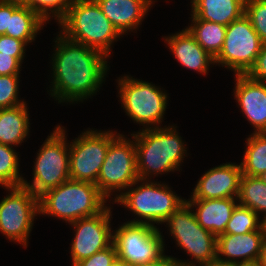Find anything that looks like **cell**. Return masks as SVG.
<instances>
[{"instance_id":"cell-1","label":"cell","mask_w":266,"mask_h":266,"mask_svg":"<svg viewBox=\"0 0 266 266\" xmlns=\"http://www.w3.org/2000/svg\"><path fill=\"white\" fill-rule=\"evenodd\" d=\"M54 38V53L50 61L53 72L50 97L58 103L75 104L95 96L108 74L109 57L61 33Z\"/></svg>"},{"instance_id":"cell-2","label":"cell","mask_w":266,"mask_h":266,"mask_svg":"<svg viewBox=\"0 0 266 266\" xmlns=\"http://www.w3.org/2000/svg\"><path fill=\"white\" fill-rule=\"evenodd\" d=\"M177 126L140 129L131 134L136 145L139 179L152 180L159 174L180 170L187 157L186 143L179 136ZM152 175V176H151Z\"/></svg>"},{"instance_id":"cell-3","label":"cell","mask_w":266,"mask_h":266,"mask_svg":"<svg viewBox=\"0 0 266 266\" xmlns=\"http://www.w3.org/2000/svg\"><path fill=\"white\" fill-rule=\"evenodd\" d=\"M66 38L97 49L110 57L111 47L122 36L95 0H73L58 22Z\"/></svg>"},{"instance_id":"cell-4","label":"cell","mask_w":266,"mask_h":266,"mask_svg":"<svg viewBox=\"0 0 266 266\" xmlns=\"http://www.w3.org/2000/svg\"><path fill=\"white\" fill-rule=\"evenodd\" d=\"M107 201L96 184L69 179L39 197V211L41 216L57 217L69 225L100 213Z\"/></svg>"},{"instance_id":"cell-5","label":"cell","mask_w":266,"mask_h":266,"mask_svg":"<svg viewBox=\"0 0 266 266\" xmlns=\"http://www.w3.org/2000/svg\"><path fill=\"white\" fill-rule=\"evenodd\" d=\"M161 183V181L138 179L113 204L122 205L133 215L135 214L134 216L137 215L133 220L127 221L129 223L152 226L164 224L166 219L185 203L186 199L177 196L168 184Z\"/></svg>"},{"instance_id":"cell-6","label":"cell","mask_w":266,"mask_h":266,"mask_svg":"<svg viewBox=\"0 0 266 266\" xmlns=\"http://www.w3.org/2000/svg\"><path fill=\"white\" fill-rule=\"evenodd\" d=\"M56 126L38 149L32 168V182L25 179L22 182V186L32 191L38 198L70 179L67 131L61 125Z\"/></svg>"},{"instance_id":"cell-7","label":"cell","mask_w":266,"mask_h":266,"mask_svg":"<svg viewBox=\"0 0 266 266\" xmlns=\"http://www.w3.org/2000/svg\"><path fill=\"white\" fill-rule=\"evenodd\" d=\"M117 80L122 107L142 129L161 127L168 106V94L160 86L124 75Z\"/></svg>"},{"instance_id":"cell-8","label":"cell","mask_w":266,"mask_h":266,"mask_svg":"<svg viewBox=\"0 0 266 266\" xmlns=\"http://www.w3.org/2000/svg\"><path fill=\"white\" fill-rule=\"evenodd\" d=\"M175 244L193 259L174 258L180 266H197L217 258V236L204 229L185 202L164 222Z\"/></svg>"},{"instance_id":"cell-9","label":"cell","mask_w":266,"mask_h":266,"mask_svg":"<svg viewBox=\"0 0 266 266\" xmlns=\"http://www.w3.org/2000/svg\"><path fill=\"white\" fill-rule=\"evenodd\" d=\"M119 134L110 144L97 178V187L109 200L115 201L139 179L134 138ZM116 191V193H115ZM119 193V194H117ZM117 194V195H116Z\"/></svg>"},{"instance_id":"cell-10","label":"cell","mask_w":266,"mask_h":266,"mask_svg":"<svg viewBox=\"0 0 266 266\" xmlns=\"http://www.w3.org/2000/svg\"><path fill=\"white\" fill-rule=\"evenodd\" d=\"M161 233L157 226L150 224H120L113 230L117 257L130 266L159 260L165 254V241Z\"/></svg>"},{"instance_id":"cell-11","label":"cell","mask_w":266,"mask_h":266,"mask_svg":"<svg viewBox=\"0 0 266 266\" xmlns=\"http://www.w3.org/2000/svg\"><path fill=\"white\" fill-rule=\"evenodd\" d=\"M5 189L10 193L0 200V232L26 248L33 222L40 216L39 198L23 186Z\"/></svg>"},{"instance_id":"cell-12","label":"cell","mask_w":266,"mask_h":266,"mask_svg":"<svg viewBox=\"0 0 266 266\" xmlns=\"http://www.w3.org/2000/svg\"><path fill=\"white\" fill-rule=\"evenodd\" d=\"M262 42L250 19L244 14L226 26L223 47L214 59L215 65L225 67L235 74H247L254 66Z\"/></svg>"},{"instance_id":"cell-13","label":"cell","mask_w":266,"mask_h":266,"mask_svg":"<svg viewBox=\"0 0 266 266\" xmlns=\"http://www.w3.org/2000/svg\"><path fill=\"white\" fill-rule=\"evenodd\" d=\"M117 131H97L93 128L69 141L70 179L96 184L109 144L119 135Z\"/></svg>"},{"instance_id":"cell-14","label":"cell","mask_w":266,"mask_h":266,"mask_svg":"<svg viewBox=\"0 0 266 266\" xmlns=\"http://www.w3.org/2000/svg\"><path fill=\"white\" fill-rule=\"evenodd\" d=\"M107 206L100 213L69 223L74 229L70 254L72 266L109 247L113 243L112 211Z\"/></svg>"},{"instance_id":"cell-15","label":"cell","mask_w":266,"mask_h":266,"mask_svg":"<svg viewBox=\"0 0 266 266\" xmlns=\"http://www.w3.org/2000/svg\"><path fill=\"white\" fill-rule=\"evenodd\" d=\"M241 175L240 164L227 162L215 166L203 173L189 199L238 198Z\"/></svg>"},{"instance_id":"cell-16","label":"cell","mask_w":266,"mask_h":266,"mask_svg":"<svg viewBox=\"0 0 266 266\" xmlns=\"http://www.w3.org/2000/svg\"><path fill=\"white\" fill-rule=\"evenodd\" d=\"M234 99L247 118L254 133L266 132V83L251 79L247 74H235Z\"/></svg>"},{"instance_id":"cell-17","label":"cell","mask_w":266,"mask_h":266,"mask_svg":"<svg viewBox=\"0 0 266 266\" xmlns=\"http://www.w3.org/2000/svg\"><path fill=\"white\" fill-rule=\"evenodd\" d=\"M265 231L266 223L246 234L218 235L217 259L234 264L258 262Z\"/></svg>"},{"instance_id":"cell-18","label":"cell","mask_w":266,"mask_h":266,"mask_svg":"<svg viewBox=\"0 0 266 266\" xmlns=\"http://www.w3.org/2000/svg\"><path fill=\"white\" fill-rule=\"evenodd\" d=\"M121 35L136 31L156 0H95Z\"/></svg>"},{"instance_id":"cell-19","label":"cell","mask_w":266,"mask_h":266,"mask_svg":"<svg viewBox=\"0 0 266 266\" xmlns=\"http://www.w3.org/2000/svg\"><path fill=\"white\" fill-rule=\"evenodd\" d=\"M163 40L166 42L176 61L186 69L207 75L209 66L215 65L214 58L197 43L186 28L175 34L164 36Z\"/></svg>"},{"instance_id":"cell-20","label":"cell","mask_w":266,"mask_h":266,"mask_svg":"<svg viewBox=\"0 0 266 266\" xmlns=\"http://www.w3.org/2000/svg\"><path fill=\"white\" fill-rule=\"evenodd\" d=\"M185 202L190 206L197 222L218 236L225 232L238 199H187Z\"/></svg>"},{"instance_id":"cell-21","label":"cell","mask_w":266,"mask_h":266,"mask_svg":"<svg viewBox=\"0 0 266 266\" xmlns=\"http://www.w3.org/2000/svg\"><path fill=\"white\" fill-rule=\"evenodd\" d=\"M246 0H190L191 17L228 26L245 14Z\"/></svg>"},{"instance_id":"cell-22","label":"cell","mask_w":266,"mask_h":266,"mask_svg":"<svg viewBox=\"0 0 266 266\" xmlns=\"http://www.w3.org/2000/svg\"><path fill=\"white\" fill-rule=\"evenodd\" d=\"M28 112L26 103L0 109V144L17 147L26 141L30 132Z\"/></svg>"},{"instance_id":"cell-23","label":"cell","mask_w":266,"mask_h":266,"mask_svg":"<svg viewBox=\"0 0 266 266\" xmlns=\"http://www.w3.org/2000/svg\"><path fill=\"white\" fill-rule=\"evenodd\" d=\"M46 22L30 7L19 6L11 15L5 35L32 43Z\"/></svg>"},{"instance_id":"cell-24","label":"cell","mask_w":266,"mask_h":266,"mask_svg":"<svg viewBox=\"0 0 266 266\" xmlns=\"http://www.w3.org/2000/svg\"><path fill=\"white\" fill-rule=\"evenodd\" d=\"M191 21V25H188L186 29L195 38L197 43L215 59L223 47L226 26L200 20L198 17H191Z\"/></svg>"},{"instance_id":"cell-25","label":"cell","mask_w":266,"mask_h":266,"mask_svg":"<svg viewBox=\"0 0 266 266\" xmlns=\"http://www.w3.org/2000/svg\"><path fill=\"white\" fill-rule=\"evenodd\" d=\"M245 144L246 150L240 163L242 174L258 177L266 171V132L251 133Z\"/></svg>"},{"instance_id":"cell-26","label":"cell","mask_w":266,"mask_h":266,"mask_svg":"<svg viewBox=\"0 0 266 266\" xmlns=\"http://www.w3.org/2000/svg\"><path fill=\"white\" fill-rule=\"evenodd\" d=\"M238 204L248 207L261 215L262 221L266 223V183L259 177L241 175Z\"/></svg>"},{"instance_id":"cell-27","label":"cell","mask_w":266,"mask_h":266,"mask_svg":"<svg viewBox=\"0 0 266 266\" xmlns=\"http://www.w3.org/2000/svg\"><path fill=\"white\" fill-rule=\"evenodd\" d=\"M18 153L14 147L0 144V186L3 189L22 186L24 178L19 173Z\"/></svg>"},{"instance_id":"cell-28","label":"cell","mask_w":266,"mask_h":266,"mask_svg":"<svg viewBox=\"0 0 266 266\" xmlns=\"http://www.w3.org/2000/svg\"><path fill=\"white\" fill-rule=\"evenodd\" d=\"M248 207L237 204L223 234H246L258 230L265 222ZM261 220V221H260Z\"/></svg>"},{"instance_id":"cell-29","label":"cell","mask_w":266,"mask_h":266,"mask_svg":"<svg viewBox=\"0 0 266 266\" xmlns=\"http://www.w3.org/2000/svg\"><path fill=\"white\" fill-rule=\"evenodd\" d=\"M73 0H30V8L33 9L45 22L51 21V17L59 22L67 13Z\"/></svg>"},{"instance_id":"cell-30","label":"cell","mask_w":266,"mask_h":266,"mask_svg":"<svg viewBox=\"0 0 266 266\" xmlns=\"http://www.w3.org/2000/svg\"><path fill=\"white\" fill-rule=\"evenodd\" d=\"M20 77V75H0V109L26 103L18 96Z\"/></svg>"},{"instance_id":"cell-31","label":"cell","mask_w":266,"mask_h":266,"mask_svg":"<svg viewBox=\"0 0 266 266\" xmlns=\"http://www.w3.org/2000/svg\"><path fill=\"white\" fill-rule=\"evenodd\" d=\"M245 15L250 19L262 44H266V0H246Z\"/></svg>"},{"instance_id":"cell-32","label":"cell","mask_w":266,"mask_h":266,"mask_svg":"<svg viewBox=\"0 0 266 266\" xmlns=\"http://www.w3.org/2000/svg\"><path fill=\"white\" fill-rule=\"evenodd\" d=\"M27 45L19 39L0 35V54H12L21 64L25 59Z\"/></svg>"},{"instance_id":"cell-33","label":"cell","mask_w":266,"mask_h":266,"mask_svg":"<svg viewBox=\"0 0 266 266\" xmlns=\"http://www.w3.org/2000/svg\"><path fill=\"white\" fill-rule=\"evenodd\" d=\"M117 258V251L114 243L109 247L98 251L91 257L78 262L75 266H110Z\"/></svg>"},{"instance_id":"cell-34","label":"cell","mask_w":266,"mask_h":266,"mask_svg":"<svg viewBox=\"0 0 266 266\" xmlns=\"http://www.w3.org/2000/svg\"><path fill=\"white\" fill-rule=\"evenodd\" d=\"M247 75L253 80L266 83V44H262L256 62Z\"/></svg>"},{"instance_id":"cell-35","label":"cell","mask_w":266,"mask_h":266,"mask_svg":"<svg viewBox=\"0 0 266 266\" xmlns=\"http://www.w3.org/2000/svg\"><path fill=\"white\" fill-rule=\"evenodd\" d=\"M21 65L12 54H0V75H20Z\"/></svg>"},{"instance_id":"cell-36","label":"cell","mask_w":266,"mask_h":266,"mask_svg":"<svg viewBox=\"0 0 266 266\" xmlns=\"http://www.w3.org/2000/svg\"><path fill=\"white\" fill-rule=\"evenodd\" d=\"M19 5L0 1V35H5L9 29L10 17Z\"/></svg>"},{"instance_id":"cell-37","label":"cell","mask_w":266,"mask_h":266,"mask_svg":"<svg viewBox=\"0 0 266 266\" xmlns=\"http://www.w3.org/2000/svg\"><path fill=\"white\" fill-rule=\"evenodd\" d=\"M131 266H180V264L169 255H163L159 260L145 264H134Z\"/></svg>"},{"instance_id":"cell-38","label":"cell","mask_w":266,"mask_h":266,"mask_svg":"<svg viewBox=\"0 0 266 266\" xmlns=\"http://www.w3.org/2000/svg\"><path fill=\"white\" fill-rule=\"evenodd\" d=\"M260 266H266V231L262 241L260 257L257 262Z\"/></svg>"},{"instance_id":"cell-39","label":"cell","mask_w":266,"mask_h":266,"mask_svg":"<svg viewBox=\"0 0 266 266\" xmlns=\"http://www.w3.org/2000/svg\"><path fill=\"white\" fill-rule=\"evenodd\" d=\"M197 266H235L234 263H229V262H224V261H221V260H218L217 258L210 261V262H207V263H204V264H200V265H197Z\"/></svg>"},{"instance_id":"cell-40","label":"cell","mask_w":266,"mask_h":266,"mask_svg":"<svg viewBox=\"0 0 266 266\" xmlns=\"http://www.w3.org/2000/svg\"><path fill=\"white\" fill-rule=\"evenodd\" d=\"M2 2L16 4L19 6H28L30 7V0H0Z\"/></svg>"},{"instance_id":"cell-41","label":"cell","mask_w":266,"mask_h":266,"mask_svg":"<svg viewBox=\"0 0 266 266\" xmlns=\"http://www.w3.org/2000/svg\"><path fill=\"white\" fill-rule=\"evenodd\" d=\"M110 266H130L125 261L120 260L118 257L112 262Z\"/></svg>"},{"instance_id":"cell-42","label":"cell","mask_w":266,"mask_h":266,"mask_svg":"<svg viewBox=\"0 0 266 266\" xmlns=\"http://www.w3.org/2000/svg\"><path fill=\"white\" fill-rule=\"evenodd\" d=\"M235 266H260V265L257 262H253V263L235 264Z\"/></svg>"},{"instance_id":"cell-43","label":"cell","mask_w":266,"mask_h":266,"mask_svg":"<svg viewBox=\"0 0 266 266\" xmlns=\"http://www.w3.org/2000/svg\"><path fill=\"white\" fill-rule=\"evenodd\" d=\"M263 182L266 183V171L262 173L260 176H258Z\"/></svg>"}]
</instances>
